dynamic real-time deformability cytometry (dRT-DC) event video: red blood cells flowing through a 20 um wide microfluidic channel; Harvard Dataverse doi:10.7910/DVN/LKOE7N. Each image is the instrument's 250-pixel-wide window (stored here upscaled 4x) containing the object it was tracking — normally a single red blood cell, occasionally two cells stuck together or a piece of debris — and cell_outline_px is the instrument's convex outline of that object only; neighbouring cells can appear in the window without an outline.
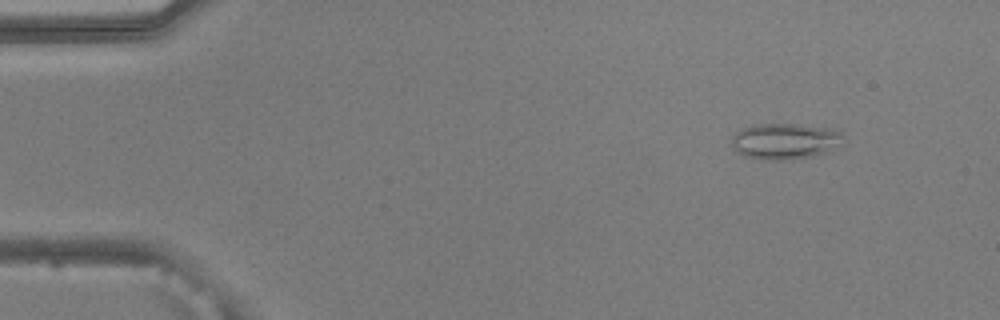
{"species": "common noctule bat (a hibernating species)", "species_latin": "Nyctalus noctula", "temperature_condition": "warm", "stored_images_in_passage": 53, "camera_frame_rate_fps": 3000, "um_per_image_px": 0.085, "animal": {"sex": "male", "body_mass_g": 20.5, "forearm_length_mm": 52.5}, "frame": {"image": 1, "passage_image": 6, "time_ms": 1.667, "image_size_px": [1000, 320], "cell_outline_px": [[844, 136], [840, 148], [828, 152], [812, 156], [780, 160], [764, 160], [744, 156], [736, 152], [732, 148], [732, 136], [736, 132], [752, 124], [796, 124], [836, 128]], "centroid_in_image_um": [66.76, 12.0], "position_along_channel_um": 18.2, "area_um2": 23.87}}
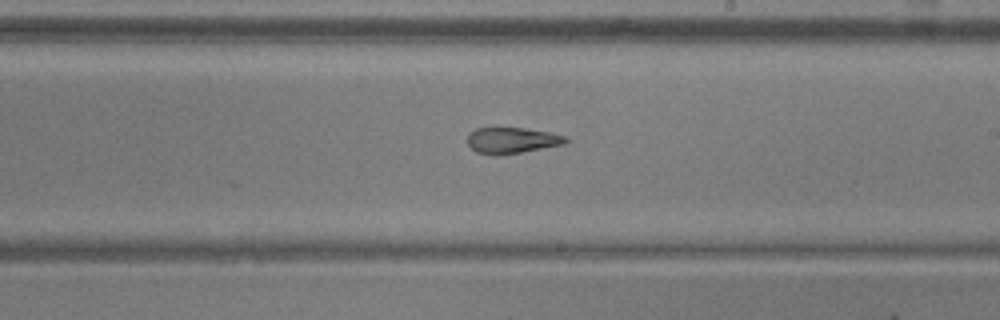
{"frame": {"image": 2, "passage_image": 31, "time_ms": 10.0, "image_size_px": [1000, 320], "cell_outline_px": [[568, 140], [564, 144], [520, 152], [496, 156], [476, 152], [468, 144], [468, 132], [476, 128], [492, 124], [524, 128], [548, 132], [564, 136]], "centroid_in_image_um": [43.41, 11.88], "position_along_channel_um": 245.6, "area_um2": 15.43}}
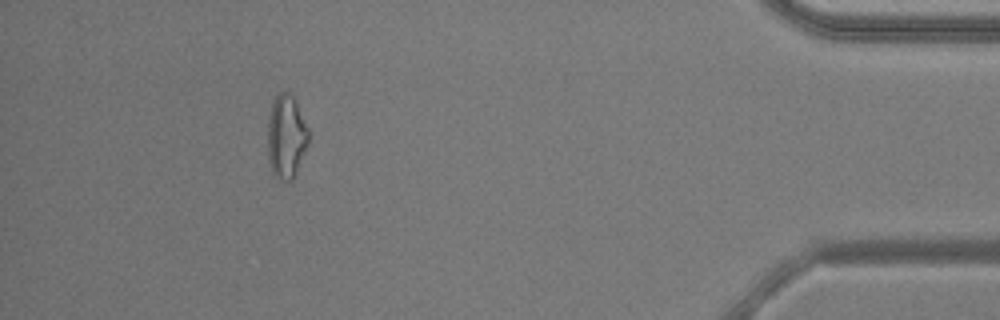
{"frame": {"image": 3, "passage_image": 48, "time_ms": 15.667, "image_size_px": [1000, 320], "cell_outline_px": [[308, 144], [296, 172], [292, 180], [280, 180], [272, 172], [268, 156], [268, 120], [272, 100], [280, 92], [288, 92], [296, 100], [308, 128]], "centroid_in_image_um": [24.33, 11.59], "position_along_channel_um": 410.9, "area_um2": 19.83}, "authors_computed_cell_mechanics": {"area_um2": 18.0336, "velocity_mm_per_s": 3.8903, "shape_relaxation_time_tau1_ms": null, "shape_relaxation_time_tau2_ms": 2.6999, "deformation_change_tau1": null, "deformation_change_tau2": 0.1128}}